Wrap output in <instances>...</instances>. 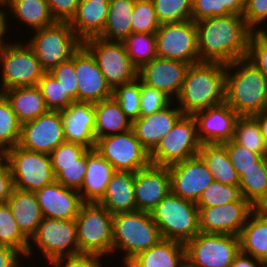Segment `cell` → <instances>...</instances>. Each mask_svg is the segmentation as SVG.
<instances>
[{"label": "cell", "instance_id": "obj_4", "mask_svg": "<svg viewBox=\"0 0 267 267\" xmlns=\"http://www.w3.org/2000/svg\"><path fill=\"white\" fill-rule=\"evenodd\" d=\"M113 248L124 253V266L136 255L156 245L161 239L159 228L150 212L132 211L113 215ZM119 250V251H117Z\"/></svg>", "mask_w": 267, "mask_h": 267}, {"label": "cell", "instance_id": "obj_65", "mask_svg": "<svg viewBox=\"0 0 267 267\" xmlns=\"http://www.w3.org/2000/svg\"><path fill=\"white\" fill-rule=\"evenodd\" d=\"M181 267H189L188 264L185 262Z\"/></svg>", "mask_w": 267, "mask_h": 267}, {"label": "cell", "instance_id": "obj_59", "mask_svg": "<svg viewBox=\"0 0 267 267\" xmlns=\"http://www.w3.org/2000/svg\"><path fill=\"white\" fill-rule=\"evenodd\" d=\"M231 267H263V262L243 252H239Z\"/></svg>", "mask_w": 267, "mask_h": 267}, {"label": "cell", "instance_id": "obj_14", "mask_svg": "<svg viewBox=\"0 0 267 267\" xmlns=\"http://www.w3.org/2000/svg\"><path fill=\"white\" fill-rule=\"evenodd\" d=\"M94 149L113 166L115 171L135 173L151 163L149 152L136 138L133 129L98 138Z\"/></svg>", "mask_w": 267, "mask_h": 267}, {"label": "cell", "instance_id": "obj_47", "mask_svg": "<svg viewBox=\"0 0 267 267\" xmlns=\"http://www.w3.org/2000/svg\"><path fill=\"white\" fill-rule=\"evenodd\" d=\"M131 18V33L155 34L160 26L151 0H135Z\"/></svg>", "mask_w": 267, "mask_h": 267}, {"label": "cell", "instance_id": "obj_13", "mask_svg": "<svg viewBox=\"0 0 267 267\" xmlns=\"http://www.w3.org/2000/svg\"><path fill=\"white\" fill-rule=\"evenodd\" d=\"M158 57L186 62H200L197 27L193 20L160 24L155 33Z\"/></svg>", "mask_w": 267, "mask_h": 267}, {"label": "cell", "instance_id": "obj_5", "mask_svg": "<svg viewBox=\"0 0 267 267\" xmlns=\"http://www.w3.org/2000/svg\"><path fill=\"white\" fill-rule=\"evenodd\" d=\"M162 239L186 244L199 232V209L171 191L150 212Z\"/></svg>", "mask_w": 267, "mask_h": 267}, {"label": "cell", "instance_id": "obj_39", "mask_svg": "<svg viewBox=\"0 0 267 267\" xmlns=\"http://www.w3.org/2000/svg\"><path fill=\"white\" fill-rule=\"evenodd\" d=\"M233 140L250 151L267 157V145L260 125L253 116H240L237 119Z\"/></svg>", "mask_w": 267, "mask_h": 267}, {"label": "cell", "instance_id": "obj_38", "mask_svg": "<svg viewBox=\"0 0 267 267\" xmlns=\"http://www.w3.org/2000/svg\"><path fill=\"white\" fill-rule=\"evenodd\" d=\"M0 245L17 250L26 259L34 255V245L19 229L7 203L0 205Z\"/></svg>", "mask_w": 267, "mask_h": 267}, {"label": "cell", "instance_id": "obj_17", "mask_svg": "<svg viewBox=\"0 0 267 267\" xmlns=\"http://www.w3.org/2000/svg\"><path fill=\"white\" fill-rule=\"evenodd\" d=\"M200 232L239 236L249 215L256 209L250 202L198 207Z\"/></svg>", "mask_w": 267, "mask_h": 267}, {"label": "cell", "instance_id": "obj_3", "mask_svg": "<svg viewBox=\"0 0 267 267\" xmlns=\"http://www.w3.org/2000/svg\"><path fill=\"white\" fill-rule=\"evenodd\" d=\"M224 101L239 116L267 110V79L246 57L226 64Z\"/></svg>", "mask_w": 267, "mask_h": 267}, {"label": "cell", "instance_id": "obj_30", "mask_svg": "<svg viewBox=\"0 0 267 267\" xmlns=\"http://www.w3.org/2000/svg\"><path fill=\"white\" fill-rule=\"evenodd\" d=\"M6 203L19 229L30 240L44 218L35 193L13 188Z\"/></svg>", "mask_w": 267, "mask_h": 267}, {"label": "cell", "instance_id": "obj_49", "mask_svg": "<svg viewBox=\"0 0 267 267\" xmlns=\"http://www.w3.org/2000/svg\"><path fill=\"white\" fill-rule=\"evenodd\" d=\"M223 144L225 145L230 161L239 177L244 171L254 167L255 163H258L263 158L262 155L237 144L233 139Z\"/></svg>", "mask_w": 267, "mask_h": 267}, {"label": "cell", "instance_id": "obj_53", "mask_svg": "<svg viewBox=\"0 0 267 267\" xmlns=\"http://www.w3.org/2000/svg\"><path fill=\"white\" fill-rule=\"evenodd\" d=\"M88 150L87 147L64 141L49 155L51 165L81 164V156Z\"/></svg>", "mask_w": 267, "mask_h": 267}, {"label": "cell", "instance_id": "obj_32", "mask_svg": "<svg viewBox=\"0 0 267 267\" xmlns=\"http://www.w3.org/2000/svg\"><path fill=\"white\" fill-rule=\"evenodd\" d=\"M1 94L9 102L21 123L36 119L49 111L37 85L9 88Z\"/></svg>", "mask_w": 267, "mask_h": 267}, {"label": "cell", "instance_id": "obj_22", "mask_svg": "<svg viewBox=\"0 0 267 267\" xmlns=\"http://www.w3.org/2000/svg\"><path fill=\"white\" fill-rule=\"evenodd\" d=\"M170 191L168 167L150 163L134 173L137 210L151 212Z\"/></svg>", "mask_w": 267, "mask_h": 267}, {"label": "cell", "instance_id": "obj_10", "mask_svg": "<svg viewBox=\"0 0 267 267\" xmlns=\"http://www.w3.org/2000/svg\"><path fill=\"white\" fill-rule=\"evenodd\" d=\"M240 252L239 236L199 232L185 244L189 267H231Z\"/></svg>", "mask_w": 267, "mask_h": 267}, {"label": "cell", "instance_id": "obj_28", "mask_svg": "<svg viewBox=\"0 0 267 267\" xmlns=\"http://www.w3.org/2000/svg\"><path fill=\"white\" fill-rule=\"evenodd\" d=\"M109 2L79 0L75 16L69 22L76 36L83 42L98 37L105 26Z\"/></svg>", "mask_w": 267, "mask_h": 267}, {"label": "cell", "instance_id": "obj_9", "mask_svg": "<svg viewBox=\"0 0 267 267\" xmlns=\"http://www.w3.org/2000/svg\"><path fill=\"white\" fill-rule=\"evenodd\" d=\"M201 143L193 115H182L149 153L150 162L169 167L199 154Z\"/></svg>", "mask_w": 267, "mask_h": 267}, {"label": "cell", "instance_id": "obj_64", "mask_svg": "<svg viewBox=\"0 0 267 267\" xmlns=\"http://www.w3.org/2000/svg\"><path fill=\"white\" fill-rule=\"evenodd\" d=\"M93 1L110 2L111 0H93Z\"/></svg>", "mask_w": 267, "mask_h": 267}, {"label": "cell", "instance_id": "obj_12", "mask_svg": "<svg viewBox=\"0 0 267 267\" xmlns=\"http://www.w3.org/2000/svg\"><path fill=\"white\" fill-rule=\"evenodd\" d=\"M8 164L14 188L35 192L56 180L49 154L16 145L8 150Z\"/></svg>", "mask_w": 267, "mask_h": 267}, {"label": "cell", "instance_id": "obj_41", "mask_svg": "<svg viewBox=\"0 0 267 267\" xmlns=\"http://www.w3.org/2000/svg\"><path fill=\"white\" fill-rule=\"evenodd\" d=\"M123 43L130 60L138 69L158 57L155 34L131 33Z\"/></svg>", "mask_w": 267, "mask_h": 267}, {"label": "cell", "instance_id": "obj_55", "mask_svg": "<svg viewBox=\"0 0 267 267\" xmlns=\"http://www.w3.org/2000/svg\"><path fill=\"white\" fill-rule=\"evenodd\" d=\"M102 258L92 254H77L57 258L50 265L52 267H101L104 263Z\"/></svg>", "mask_w": 267, "mask_h": 267}, {"label": "cell", "instance_id": "obj_29", "mask_svg": "<svg viewBox=\"0 0 267 267\" xmlns=\"http://www.w3.org/2000/svg\"><path fill=\"white\" fill-rule=\"evenodd\" d=\"M185 262V244L161 239L132 258L124 267H181Z\"/></svg>", "mask_w": 267, "mask_h": 267}, {"label": "cell", "instance_id": "obj_43", "mask_svg": "<svg viewBox=\"0 0 267 267\" xmlns=\"http://www.w3.org/2000/svg\"><path fill=\"white\" fill-rule=\"evenodd\" d=\"M22 123L18 120L9 102L0 93V147L10 150L19 144Z\"/></svg>", "mask_w": 267, "mask_h": 267}, {"label": "cell", "instance_id": "obj_61", "mask_svg": "<svg viewBox=\"0 0 267 267\" xmlns=\"http://www.w3.org/2000/svg\"><path fill=\"white\" fill-rule=\"evenodd\" d=\"M253 117L259 123L262 135H263L265 143L267 145V110L256 113L253 115Z\"/></svg>", "mask_w": 267, "mask_h": 267}, {"label": "cell", "instance_id": "obj_1", "mask_svg": "<svg viewBox=\"0 0 267 267\" xmlns=\"http://www.w3.org/2000/svg\"><path fill=\"white\" fill-rule=\"evenodd\" d=\"M195 24L200 62L229 64L247 56L253 30L244 17H210Z\"/></svg>", "mask_w": 267, "mask_h": 267}, {"label": "cell", "instance_id": "obj_33", "mask_svg": "<svg viewBox=\"0 0 267 267\" xmlns=\"http://www.w3.org/2000/svg\"><path fill=\"white\" fill-rule=\"evenodd\" d=\"M94 108L96 140L132 129V122L113 97L95 103Z\"/></svg>", "mask_w": 267, "mask_h": 267}, {"label": "cell", "instance_id": "obj_21", "mask_svg": "<svg viewBox=\"0 0 267 267\" xmlns=\"http://www.w3.org/2000/svg\"><path fill=\"white\" fill-rule=\"evenodd\" d=\"M197 124V136L201 144H223L233 139L235 124L240 117L224 101L194 115Z\"/></svg>", "mask_w": 267, "mask_h": 267}, {"label": "cell", "instance_id": "obj_34", "mask_svg": "<svg viewBox=\"0 0 267 267\" xmlns=\"http://www.w3.org/2000/svg\"><path fill=\"white\" fill-rule=\"evenodd\" d=\"M199 155L206 163L215 181L239 185V175L230 161L224 144H201Z\"/></svg>", "mask_w": 267, "mask_h": 267}, {"label": "cell", "instance_id": "obj_23", "mask_svg": "<svg viewBox=\"0 0 267 267\" xmlns=\"http://www.w3.org/2000/svg\"><path fill=\"white\" fill-rule=\"evenodd\" d=\"M34 193L44 218L74 219L83 203L77 190L67 188L56 180Z\"/></svg>", "mask_w": 267, "mask_h": 267}, {"label": "cell", "instance_id": "obj_54", "mask_svg": "<svg viewBox=\"0 0 267 267\" xmlns=\"http://www.w3.org/2000/svg\"><path fill=\"white\" fill-rule=\"evenodd\" d=\"M243 17L253 31H263L258 25L267 21V0H245Z\"/></svg>", "mask_w": 267, "mask_h": 267}, {"label": "cell", "instance_id": "obj_51", "mask_svg": "<svg viewBox=\"0 0 267 267\" xmlns=\"http://www.w3.org/2000/svg\"><path fill=\"white\" fill-rule=\"evenodd\" d=\"M173 100L162 91L141 82L140 116L153 114L168 106Z\"/></svg>", "mask_w": 267, "mask_h": 267}, {"label": "cell", "instance_id": "obj_16", "mask_svg": "<svg viewBox=\"0 0 267 267\" xmlns=\"http://www.w3.org/2000/svg\"><path fill=\"white\" fill-rule=\"evenodd\" d=\"M65 140L61 111L49 110L38 118L22 123L19 146L50 154Z\"/></svg>", "mask_w": 267, "mask_h": 267}, {"label": "cell", "instance_id": "obj_44", "mask_svg": "<svg viewBox=\"0 0 267 267\" xmlns=\"http://www.w3.org/2000/svg\"><path fill=\"white\" fill-rule=\"evenodd\" d=\"M42 92L45 104L49 110L61 111L70 104L76 102L64 87L52 76L50 72H45L37 85Z\"/></svg>", "mask_w": 267, "mask_h": 267}, {"label": "cell", "instance_id": "obj_6", "mask_svg": "<svg viewBox=\"0 0 267 267\" xmlns=\"http://www.w3.org/2000/svg\"><path fill=\"white\" fill-rule=\"evenodd\" d=\"M79 254H112L113 215L98 202H83L77 217Z\"/></svg>", "mask_w": 267, "mask_h": 267}, {"label": "cell", "instance_id": "obj_56", "mask_svg": "<svg viewBox=\"0 0 267 267\" xmlns=\"http://www.w3.org/2000/svg\"><path fill=\"white\" fill-rule=\"evenodd\" d=\"M55 21L70 22L75 16L79 0H46Z\"/></svg>", "mask_w": 267, "mask_h": 267}, {"label": "cell", "instance_id": "obj_42", "mask_svg": "<svg viewBox=\"0 0 267 267\" xmlns=\"http://www.w3.org/2000/svg\"><path fill=\"white\" fill-rule=\"evenodd\" d=\"M235 202H249L245 199L242 188L239 185L223 184L213 180L203 191L197 207H212Z\"/></svg>", "mask_w": 267, "mask_h": 267}, {"label": "cell", "instance_id": "obj_25", "mask_svg": "<svg viewBox=\"0 0 267 267\" xmlns=\"http://www.w3.org/2000/svg\"><path fill=\"white\" fill-rule=\"evenodd\" d=\"M171 102L161 110L146 116H140L132 122V129L142 146L150 153L159 141L172 129L183 115L178 106Z\"/></svg>", "mask_w": 267, "mask_h": 267}, {"label": "cell", "instance_id": "obj_60", "mask_svg": "<svg viewBox=\"0 0 267 267\" xmlns=\"http://www.w3.org/2000/svg\"><path fill=\"white\" fill-rule=\"evenodd\" d=\"M6 10L7 9L4 6L0 5V52L4 49L5 45L9 42V41H7L8 38H5V36H7L9 34L8 29L10 28L8 26L9 22H7L8 16L6 15L7 14ZM5 39H7V40H5Z\"/></svg>", "mask_w": 267, "mask_h": 267}, {"label": "cell", "instance_id": "obj_62", "mask_svg": "<svg viewBox=\"0 0 267 267\" xmlns=\"http://www.w3.org/2000/svg\"><path fill=\"white\" fill-rule=\"evenodd\" d=\"M8 163V150L0 147V169Z\"/></svg>", "mask_w": 267, "mask_h": 267}, {"label": "cell", "instance_id": "obj_46", "mask_svg": "<svg viewBox=\"0 0 267 267\" xmlns=\"http://www.w3.org/2000/svg\"><path fill=\"white\" fill-rule=\"evenodd\" d=\"M140 91L141 81L138 78L133 82L116 86L112 91V97L131 122L140 117Z\"/></svg>", "mask_w": 267, "mask_h": 267}, {"label": "cell", "instance_id": "obj_37", "mask_svg": "<svg viewBox=\"0 0 267 267\" xmlns=\"http://www.w3.org/2000/svg\"><path fill=\"white\" fill-rule=\"evenodd\" d=\"M243 195L255 208L267 209V157L239 177Z\"/></svg>", "mask_w": 267, "mask_h": 267}, {"label": "cell", "instance_id": "obj_40", "mask_svg": "<svg viewBox=\"0 0 267 267\" xmlns=\"http://www.w3.org/2000/svg\"><path fill=\"white\" fill-rule=\"evenodd\" d=\"M245 0H192V20L235 15L243 17Z\"/></svg>", "mask_w": 267, "mask_h": 267}, {"label": "cell", "instance_id": "obj_15", "mask_svg": "<svg viewBox=\"0 0 267 267\" xmlns=\"http://www.w3.org/2000/svg\"><path fill=\"white\" fill-rule=\"evenodd\" d=\"M30 240L50 264L57 258L79 254L75 218H43Z\"/></svg>", "mask_w": 267, "mask_h": 267}, {"label": "cell", "instance_id": "obj_8", "mask_svg": "<svg viewBox=\"0 0 267 267\" xmlns=\"http://www.w3.org/2000/svg\"><path fill=\"white\" fill-rule=\"evenodd\" d=\"M24 42L9 41L0 52V93L9 88L36 86L46 72L33 49Z\"/></svg>", "mask_w": 267, "mask_h": 267}, {"label": "cell", "instance_id": "obj_24", "mask_svg": "<svg viewBox=\"0 0 267 267\" xmlns=\"http://www.w3.org/2000/svg\"><path fill=\"white\" fill-rule=\"evenodd\" d=\"M64 136L67 142L81 144L94 149L95 108L93 103L74 102L61 110Z\"/></svg>", "mask_w": 267, "mask_h": 267}, {"label": "cell", "instance_id": "obj_18", "mask_svg": "<svg viewBox=\"0 0 267 267\" xmlns=\"http://www.w3.org/2000/svg\"><path fill=\"white\" fill-rule=\"evenodd\" d=\"M168 168L171 192L194 203H197L203 191L214 180L199 154Z\"/></svg>", "mask_w": 267, "mask_h": 267}, {"label": "cell", "instance_id": "obj_35", "mask_svg": "<svg viewBox=\"0 0 267 267\" xmlns=\"http://www.w3.org/2000/svg\"><path fill=\"white\" fill-rule=\"evenodd\" d=\"M134 4L135 0H111L104 29L98 37L123 42L131 34Z\"/></svg>", "mask_w": 267, "mask_h": 267}, {"label": "cell", "instance_id": "obj_11", "mask_svg": "<svg viewBox=\"0 0 267 267\" xmlns=\"http://www.w3.org/2000/svg\"><path fill=\"white\" fill-rule=\"evenodd\" d=\"M82 45L95 58L112 90L138 78V68L130 60L123 42L92 37L84 40Z\"/></svg>", "mask_w": 267, "mask_h": 267}, {"label": "cell", "instance_id": "obj_58", "mask_svg": "<svg viewBox=\"0 0 267 267\" xmlns=\"http://www.w3.org/2000/svg\"><path fill=\"white\" fill-rule=\"evenodd\" d=\"M21 257L17 250L0 245V267H21Z\"/></svg>", "mask_w": 267, "mask_h": 267}, {"label": "cell", "instance_id": "obj_45", "mask_svg": "<svg viewBox=\"0 0 267 267\" xmlns=\"http://www.w3.org/2000/svg\"><path fill=\"white\" fill-rule=\"evenodd\" d=\"M160 24L192 20V0H151Z\"/></svg>", "mask_w": 267, "mask_h": 267}, {"label": "cell", "instance_id": "obj_63", "mask_svg": "<svg viewBox=\"0 0 267 267\" xmlns=\"http://www.w3.org/2000/svg\"><path fill=\"white\" fill-rule=\"evenodd\" d=\"M12 0H0V5L6 7Z\"/></svg>", "mask_w": 267, "mask_h": 267}, {"label": "cell", "instance_id": "obj_19", "mask_svg": "<svg viewBox=\"0 0 267 267\" xmlns=\"http://www.w3.org/2000/svg\"><path fill=\"white\" fill-rule=\"evenodd\" d=\"M74 68L78 102L95 104L112 97L113 90L106 83L95 58L83 45L74 53Z\"/></svg>", "mask_w": 267, "mask_h": 267}, {"label": "cell", "instance_id": "obj_50", "mask_svg": "<svg viewBox=\"0 0 267 267\" xmlns=\"http://www.w3.org/2000/svg\"><path fill=\"white\" fill-rule=\"evenodd\" d=\"M246 58L267 79V35L264 31H253L249 40Z\"/></svg>", "mask_w": 267, "mask_h": 267}, {"label": "cell", "instance_id": "obj_66", "mask_svg": "<svg viewBox=\"0 0 267 267\" xmlns=\"http://www.w3.org/2000/svg\"><path fill=\"white\" fill-rule=\"evenodd\" d=\"M263 267H267V261L263 263Z\"/></svg>", "mask_w": 267, "mask_h": 267}, {"label": "cell", "instance_id": "obj_52", "mask_svg": "<svg viewBox=\"0 0 267 267\" xmlns=\"http://www.w3.org/2000/svg\"><path fill=\"white\" fill-rule=\"evenodd\" d=\"M52 76L64 87L76 102H78V83L74 68V54L72 57L49 71Z\"/></svg>", "mask_w": 267, "mask_h": 267}, {"label": "cell", "instance_id": "obj_26", "mask_svg": "<svg viewBox=\"0 0 267 267\" xmlns=\"http://www.w3.org/2000/svg\"><path fill=\"white\" fill-rule=\"evenodd\" d=\"M98 203L103 205L112 215L136 211L134 172L115 171Z\"/></svg>", "mask_w": 267, "mask_h": 267}, {"label": "cell", "instance_id": "obj_27", "mask_svg": "<svg viewBox=\"0 0 267 267\" xmlns=\"http://www.w3.org/2000/svg\"><path fill=\"white\" fill-rule=\"evenodd\" d=\"M115 172L113 166L95 149L87 150V167L80 190L83 202H98Z\"/></svg>", "mask_w": 267, "mask_h": 267}, {"label": "cell", "instance_id": "obj_36", "mask_svg": "<svg viewBox=\"0 0 267 267\" xmlns=\"http://www.w3.org/2000/svg\"><path fill=\"white\" fill-rule=\"evenodd\" d=\"M5 8L13 19L26 24L34 31L52 25L56 21L52 17L46 0H12ZM12 14V15H11Z\"/></svg>", "mask_w": 267, "mask_h": 267}, {"label": "cell", "instance_id": "obj_7", "mask_svg": "<svg viewBox=\"0 0 267 267\" xmlns=\"http://www.w3.org/2000/svg\"><path fill=\"white\" fill-rule=\"evenodd\" d=\"M27 44L33 49L42 68L49 72L72 57L82 46L69 22L56 21L50 26L35 30Z\"/></svg>", "mask_w": 267, "mask_h": 267}, {"label": "cell", "instance_id": "obj_57", "mask_svg": "<svg viewBox=\"0 0 267 267\" xmlns=\"http://www.w3.org/2000/svg\"><path fill=\"white\" fill-rule=\"evenodd\" d=\"M14 188L9 164L0 169V205L7 202Z\"/></svg>", "mask_w": 267, "mask_h": 267}, {"label": "cell", "instance_id": "obj_2", "mask_svg": "<svg viewBox=\"0 0 267 267\" xmlns=\"http://www.w3.org/2000/svg\"><path fill=\"white\" fill-rule=\"evenodd\" d=\"M226 64L199 62L189 65L176 104L183 115H194L225 100ZM179 103V104H178Z\"/></svg>", "mask_w": 267, "mask_h": 267}, {"label": "cell", "instance_id": "obj_48", "mask_svg": "<svg viewBox=\"0 0 267 267\" xmlns=\"http://www.w3.org/2000/svg\"><path fill=\"white\" fill-rule=\"evenodd\" d=\"M87 167V151L81 156V164L52 165L56 181L61 185L79 191Z\"/></svg>", "mask_w": 267, "mask_h": 267}, {"label": "cell", "instance_id": "obj_31", "mask_svg": "<svg viewBox=\"0 0 267 267\" xmlns=\"http://www.w3.org/2000/svg\"><path fill=\"white\" fill-rule=\"evenodd\" d=\"M240 251L263 263L267 261V209L256 208L240 234Z\"/></svg>", "mask_w": 267, "mask_h": 267}, {"label": "cell", "instance_id": "obj_20", "mask_svg": "<svg viewBox=\"0 0 267 267\" xmlns=\"http://www.w3.org/2000/svg\"><path fill=\"white\" fill-rule=\"evenodd\" d=\"M188 67L186 62L156 57L138 69V79L173 100L180 93Z\"/></svg>", "mask_w": 267, "mask_h": 267}]
</instances>
